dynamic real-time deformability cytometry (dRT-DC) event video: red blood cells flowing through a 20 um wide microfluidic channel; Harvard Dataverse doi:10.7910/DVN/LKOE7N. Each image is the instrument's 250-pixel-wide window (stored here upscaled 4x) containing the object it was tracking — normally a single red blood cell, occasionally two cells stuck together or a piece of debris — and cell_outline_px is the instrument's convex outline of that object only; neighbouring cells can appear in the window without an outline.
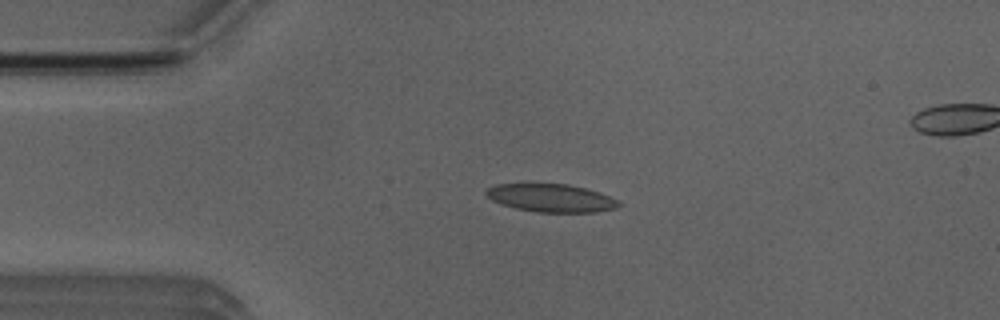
{"species": "Egyptian fruit bat (a non-hibernating species)", "species_latin": "Rousettus aegyptiacus", "temperature_condition": "room temperature", "stored_images_in_passage": 8, "camera_frame_rate_fps": 3000, "um_per_image_px": 0.085, "animal": {"sex": "male"}, "frame": {"image": 1, "passage_image": 4, "time_ms": 3.333, "image_size_px": [1000, 320], "cell_outline_px": [[624, 204], [616, 208], [596, 212], [536, 212], [516, 208], [500, 204], [492, 200], [484, 192], [488, 188], [496, 184], [568, 184], [600, 192], [620, 200]], "centroid_in_image_um": [46.89, 16.83], "position_along_channel_um": 38.1, "area_um2": 21.73}}
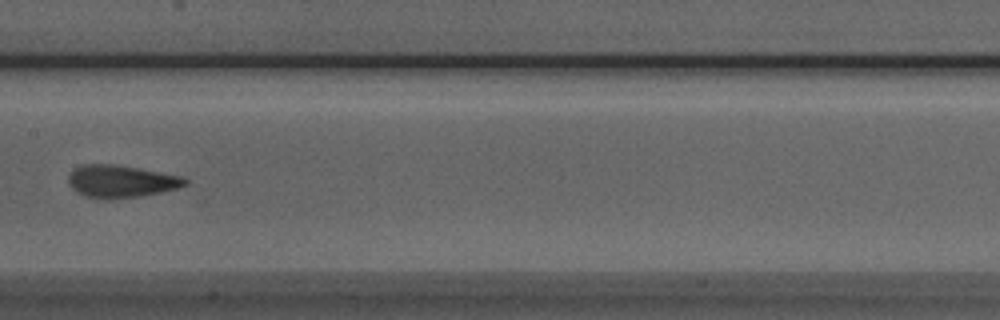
{"frame": {"image": 2, "passage_image": 8, "time_ms": 8.0, "image_size_px": [1000, 320], "cell_outline_px": [[188, 184], [180, 188], [140, 196], [108, 200], [96, 200], [84, 196], [76, 192], [68, 184], [68, 176], [76, 168], [84, 164], [112, 164], [184, 176], [188, 180]], "centroid_in_image_um": [10.28, 15.44], "position_along_channel_um": 197.1, "area_um2": 22.31}}